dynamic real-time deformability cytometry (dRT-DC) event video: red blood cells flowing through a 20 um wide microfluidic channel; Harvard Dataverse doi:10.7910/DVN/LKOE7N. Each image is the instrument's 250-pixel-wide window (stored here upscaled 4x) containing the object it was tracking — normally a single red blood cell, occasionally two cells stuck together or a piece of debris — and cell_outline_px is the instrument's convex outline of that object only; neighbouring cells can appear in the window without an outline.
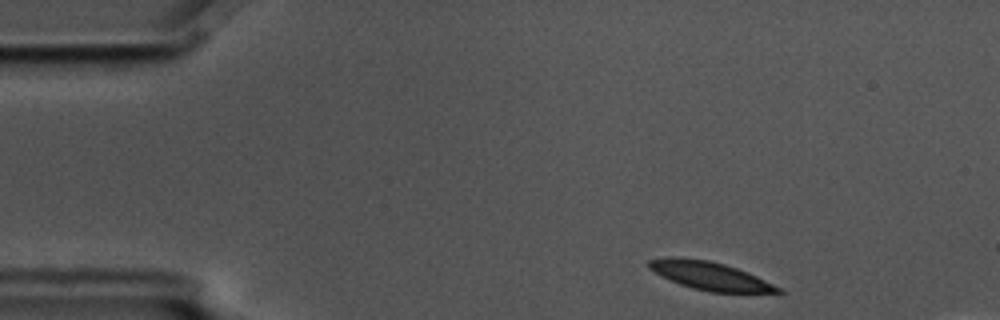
{"species": "common noctule bat (a hibernating species)", "species_latin": "Nyctalus noctula", "temperature_condition": "cold", "stored_images_in_passage": 4, "camera_frame_rate_fps": 3000, "um_per_image_px": 0.085, "animal": {"sex": "male", "body_mass_g": 17.5, "forearm_length_mm": 52.3}, "frame": {"image": 1, "passage_image": 1, "time_ms": 0.0, "image_size_px": [1000, 320], "cell_outline_px": [[784, 292], [708, 292], [692, 288], [680, 284], [648, 268], [648, 260], [672, 256], [708, 260], [724, 264], [748, 272], [780, 288]], "centroid_in_image_um": [60.32, 23.43], "position_along_channel_um": 24.7, "area_um2": 20.75}}